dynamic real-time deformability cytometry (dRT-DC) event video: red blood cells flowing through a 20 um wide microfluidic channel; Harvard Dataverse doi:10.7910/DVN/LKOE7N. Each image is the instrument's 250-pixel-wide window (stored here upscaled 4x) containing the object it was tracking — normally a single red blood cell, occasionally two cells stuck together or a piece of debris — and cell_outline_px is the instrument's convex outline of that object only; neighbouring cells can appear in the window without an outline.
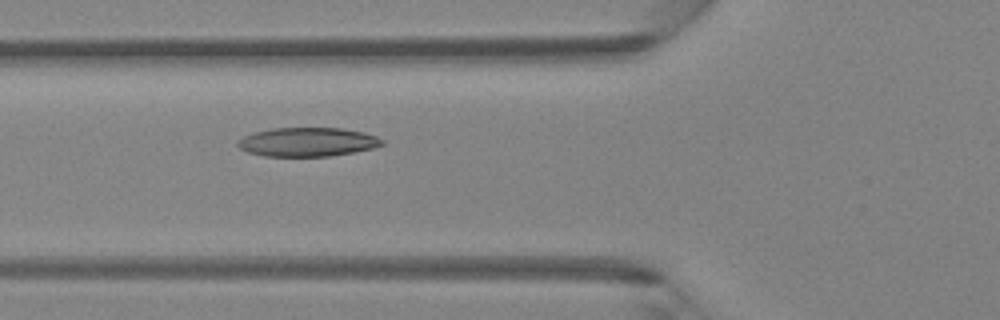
{"species": "Egyptian fruit bat (a non-hibernating species)", "species_latin": "Rousettus aegyptiacus", "temperature_condition": "room temperature", "stored_images_in_passage": 36, "camera_frame_rate_fps": 3000, "um_per_image_px": 0.085, "animal": {"sex": "female"}, "frame": {"image": 1, "passage_image": 6, "time_ms": 1.667, "image_size_px": [1000, 320], "cell_outline_px": [[384, 144], [372, 148], [352, 152], [328, 156], [264, 156], [248, 152], [240, 148], [236, 144], [236, 140], [252, 132], [272, 128], [340, 128], [364, 132], [376, 136], [384, 140]], "centroid_in_image_um": [26.1, 12.06], "position_along_channel_um": 99.7, "area_um2": 24.33}}
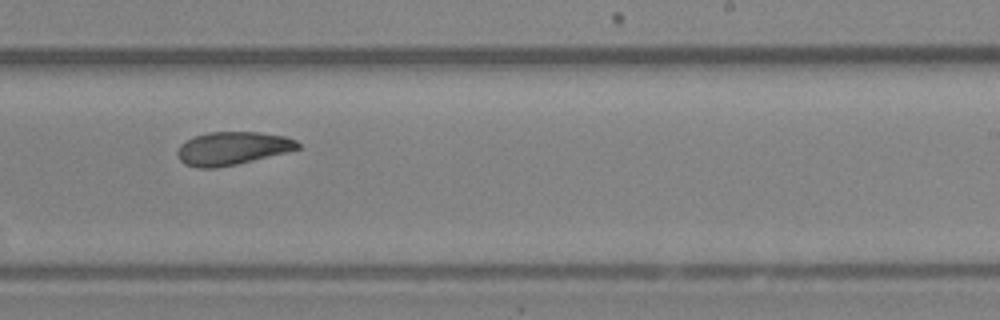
{"frame": {"image": 2, "passage_image": 18, "time_ms": 5.667, "image_size_px": [1000, 320], "cell_outline_px": [[300, 148], [236, 164], [216, 168], [196, 168], [184, 164], [176, 156], [176, 152], [180, 144], [196, 136], [208, 132], [260, 132], [284, 136], [296, 140], [300, 144]], "centroid_in_image_um": [19.7, 12.61], "position_along_channel_um": 269.3, "area_um2": 23.06}}
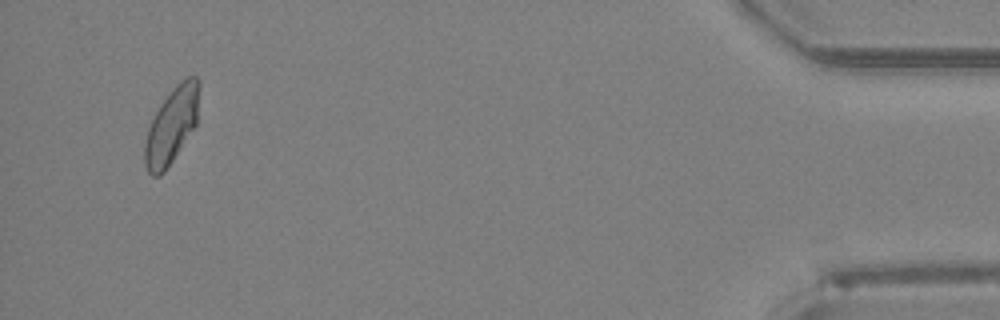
{"frame": {"image": 3, "passage_image": 34, "time_ms": 11.0, "image_size_px": [1000, 320], "cell_outline_px": [[200, 84], [196, 124], [164, 172], [160, 176], [152, 176], [148, 172], [144, 164], [144, 144], [148, 128], [160, 104], [172, 88], [180, 80], [188, 76], [196, 76], [200, 80]], "centroid_in_image_um": [14.58, 10.64], "position_along_channel_um": 420.6, "area_um2": 23.99}, "authors_computed_cell_mechanics": {"area_um2": 23.7558, "velocity_mm_per_s": 4.2576, "shape_relaxation_time_tau1_ms": 6.8322, "shape_relaxation_time_tau2_ms": 3.045, "deformation_change_tau1": 0.1756, "deformation_change_tau2": 0.0848}}